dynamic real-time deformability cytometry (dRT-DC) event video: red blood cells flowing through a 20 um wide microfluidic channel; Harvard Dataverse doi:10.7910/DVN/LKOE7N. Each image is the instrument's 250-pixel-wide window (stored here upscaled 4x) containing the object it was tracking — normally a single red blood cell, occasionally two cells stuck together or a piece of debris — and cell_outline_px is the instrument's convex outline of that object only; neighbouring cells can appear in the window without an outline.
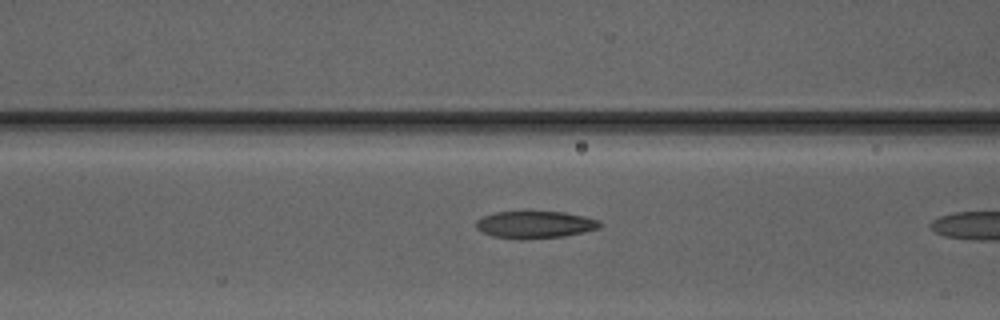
{"species": "Egyptian fruit bat (a non-hibernating species)", "species_latin": "Rousettus aegyptiacus", "temperature_condition": "warm", "stored_images_in_passage": 8, "camera_frame_rate_fps": 3000, "um_per_image_px": 0.085, "animal": {"sex": "male"}, "frame": {"image": 1, "passage_image": 7, "time_ms": 2.0, "image_size_px": [1000, 320], "cell_outline_px": [[604, 224], [600, 228], [584, 232], [564, 236], [524, 240], [520, 240], [492, 236], [476, 228], [476, 220], [484, 216], [496, 212], [528, 208], [564, 212], [584, 216], [600, 220]], "centroid_in_image_um": [45.49, 19.05], "position_along_channel_um": 121.1, "area_um2": 20.75}}